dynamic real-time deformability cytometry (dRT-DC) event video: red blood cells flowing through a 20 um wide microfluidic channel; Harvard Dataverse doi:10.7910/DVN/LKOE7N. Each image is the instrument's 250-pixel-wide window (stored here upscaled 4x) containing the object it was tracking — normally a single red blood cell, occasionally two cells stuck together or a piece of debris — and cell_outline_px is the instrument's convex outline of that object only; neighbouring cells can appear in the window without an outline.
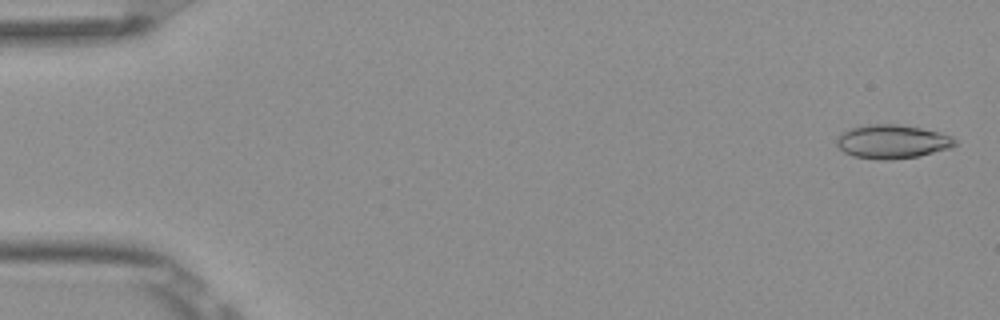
{"species": "Egyptian fruit bat (a non-hibernating species)", "species_latin": "Rousettus aegyptiacus", "temperature_condition": "room temperature", "stored_images_in_passage": 53, "camera_frame_rate_fps": 3000, "um_per_image_px": 0.085, "frame": {"image": 1, "passage_image": 2, "time_ms": 0.333, "image_size_px": [1000, 320], "cell_outline_px": [[956, 144], [952, 148], [920, 156], [892, 160], [880, 160], [852, 156], [844, 152], [836, 144], [836, 140], [848, 128], [872, 124], [896, 124], [920, 128], [940, 132], [952, 136], [956, 140]], "centroid_in_image_um": [75.87, 12.05], "position_along_channel_um": 9.1, "area_um2": 23.41}}
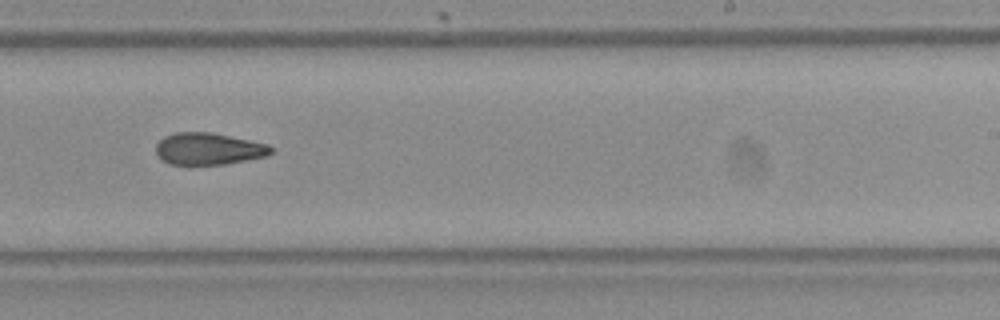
{"frame": {"image": 2, "passage_image": 33, "time_ms": 10.667, "image_size_px": [1000, 320], "cell_outline_px": [[276, 152], [268, 156], [248, 160], [224, 164], [168, 164], [160, 160], [156, 152], [156, 144], [164, 136], [176, 132], [212, 132], [268, 144], [276, 148]], "centroid_in_image_um": [17.77, 12.65], "position_along_channel_um": 271.2, "area_um2": 21.73}}
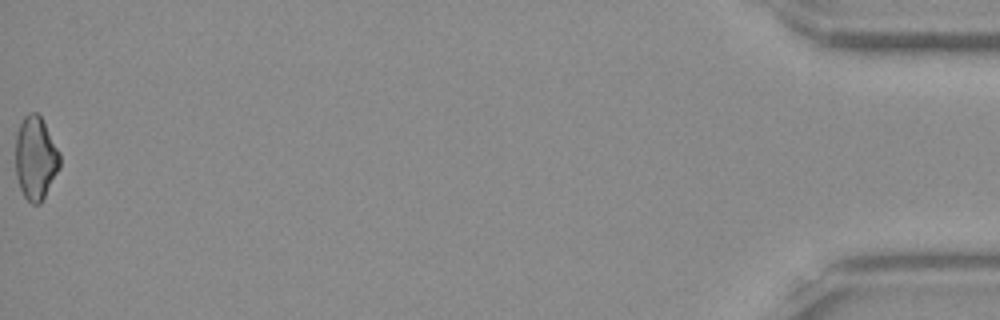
{"frame": {"image": 3, "passage_image": 53, "time_ms": 17.333, "image_size_px": [1000, 320], "cell_outline_px": [[60, 168], [40, 204], [32, 204], [24, 196], [20, 188], [16, 176], [16, 132], [24, 116], [28, 112], [36, 112], [40, 116], [60, 152]], "centroid_in_image_um": [3.02, 13.44], "position_along_channel_um": 432.2, "area_um2": 21.44}, "authors_computed_cell_mechanics": {"area_um2": 22.0796, "velocity_mm_per_s": 3.899, "shape_relaxation_time_tau1_ms": null, "shape_relaxation_time_tau2_ms": 4.9541, "deformation_change_tau1": null, "deformation_change_tau2": 0.1319}}